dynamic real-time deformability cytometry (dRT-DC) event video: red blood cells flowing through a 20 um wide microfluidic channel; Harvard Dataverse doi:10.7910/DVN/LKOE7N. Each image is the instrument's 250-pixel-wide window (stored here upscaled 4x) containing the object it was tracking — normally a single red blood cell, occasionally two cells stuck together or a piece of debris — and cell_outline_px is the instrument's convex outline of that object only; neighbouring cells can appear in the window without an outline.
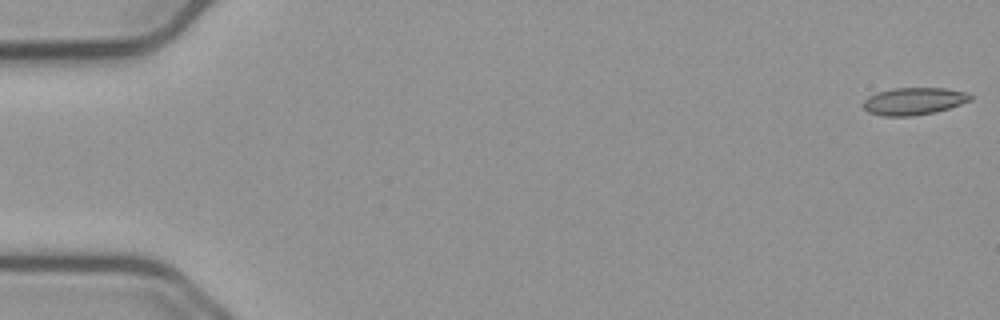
{"species": "common noctule bat (a hibernating species)", "species_latin": "Nyctalus noctula", "temperature_condition": "cold", "stored_images_in_passage": 55, "camera_frame_rate_fps": 3000, "um_per_image_px": 0.085, "animal": {"sex": "male", "body_mass_g": 23.1, "forearm_length_mm": 52.7}, "frame": {"image": 1, "passage_image": 1, "time_ms": 0.0, "image_size_px": [1000, 320], "cell_outline_px": [[972, 100], [936, 112], [912, 116], [884, 116], [868, 112], [864, 108], [864, 100], [868, 96], [876, 92], [892, 88], [944, 88], [968, 92], [972, 96]], "centroid_in_image_um": [77.68, 8.59], "position_along_channel_um": 7.3, "area_um2": 17.11}}
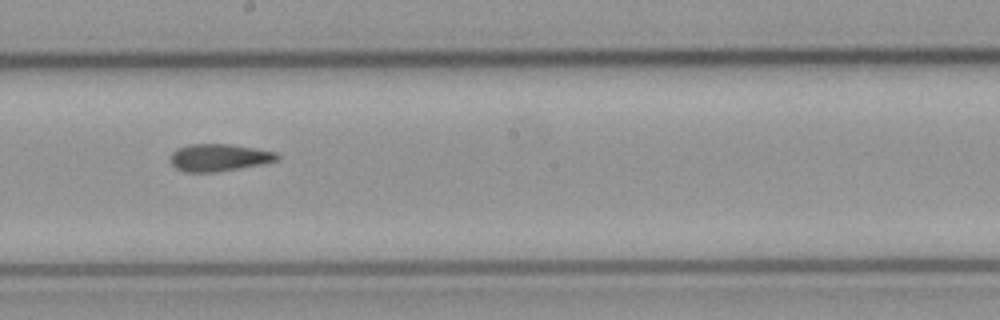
{"frame": {"image": 2, "passage_image": 31, "time_ms": 10.0, "image_size_px": [1000, 320], "cell_outline_px": [[280, 156], [276, 160], [264, 164], [216, 172], [184, 172], [176, 168], [172, 164], [168, 156], [176, 148], [188, 144], [232, 144], [256, 148], [276, 152]], "centroid_in_image_um": [18.59, 13.38], "position_along_channel_um": 229.6, "area_um2": 17.22}}
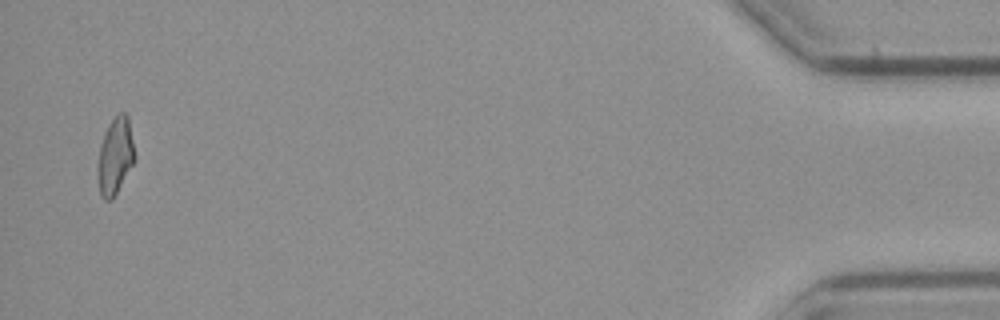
{"frame": {"image": 3, "passage_image": 54, "time_ms": 17.667, "image_size_px": [1000, 320], "cell_outline_px": [[136, 160], [112, 200], [104, 200], [100, 196], [96, 176], [96, 172], [100, 144], [104, 132], [108, 124], [120, 112], [124, 112], [128, 116], [136, 156]], "centroid_in_image_um": [9.78, 13.3], "position_along_channel_um": 425.4, "area_um2": 16.99}, "authors_computed_cell_mechanics": {"area_um2": 17.1088, "velocity_mm_per_s": 3.7374, "shape_relaxation_time_tau1_ms": null, "shape_relaxation_time_tau2_ms": 4.792, "deformation_change_tau1": null, "deformation_change_tau2": 0.1162}}